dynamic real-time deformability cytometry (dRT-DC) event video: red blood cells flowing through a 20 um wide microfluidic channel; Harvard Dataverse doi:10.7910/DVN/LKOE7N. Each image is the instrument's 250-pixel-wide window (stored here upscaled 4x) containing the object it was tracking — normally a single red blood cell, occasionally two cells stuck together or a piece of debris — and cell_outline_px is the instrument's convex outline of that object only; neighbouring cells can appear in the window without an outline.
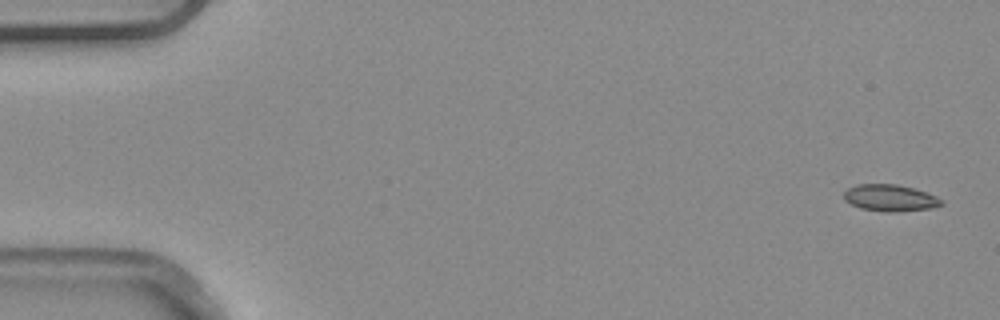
{"species": "common noctule bat (a hibernating species)", "species_latin": "Nyctalus noctula", "temperature_condition": "warm", "stored_images_in_passage": 6, "camera_frame_rate_fps": 3000, "um_per_image_px": 0.085, "animal": {"sex": "male", "body_mass_g": 20.4}, "frame": {"image": 1, "passage_image": 1, "time_ms": 0.0, "image_size_px": [1000, 320], "cell_outline_px": [[944, 204], [932, 208], [896, 212], [884, 212], [860, 208], [844, 200], [844, 192], [848, 188], [856, 184], [896, 184], [912, 188], [936, 196], [944, 200]], "centroid_in_image_um": [75.66, 16.83], "position_along_channel_um": 9.3, "area_um2": 15.2}}